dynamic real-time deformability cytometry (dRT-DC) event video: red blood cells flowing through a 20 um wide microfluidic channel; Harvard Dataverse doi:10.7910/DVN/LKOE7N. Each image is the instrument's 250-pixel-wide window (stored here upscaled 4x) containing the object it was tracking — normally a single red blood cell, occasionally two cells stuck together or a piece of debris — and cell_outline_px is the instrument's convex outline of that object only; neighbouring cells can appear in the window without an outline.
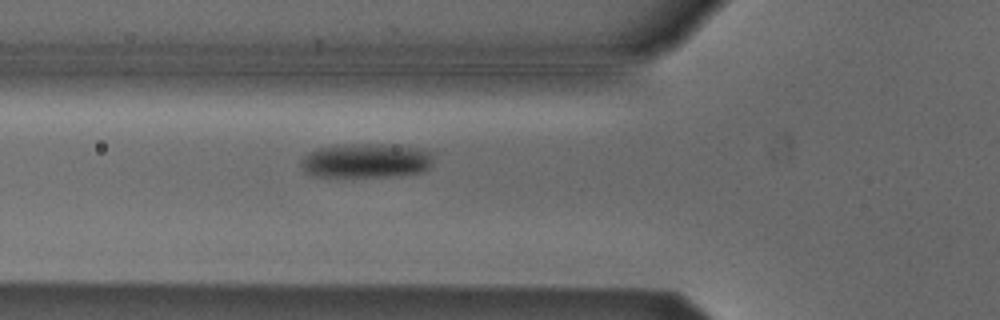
{"species": "Egyptian fruit bat (a non-hibernating species)", "species_latin": "Rousettus aegyptiacus", "temperature_condition": "cold", "stored_images_in_passage": 38, "camera_frame_rate_fps": 3000, "um_per_image_px": 0.085, "animal": {"sex": "male"}, "frame": {"image": 1, "passage_image": 3, "time_ms": 0.667, "image_size_px": [1000, 320], "cell_outline_px": [[432, 164], [424, 172], [400, 176], [316, 176], [304, 172], [300, 168], [300, 160], [308, 152], [320, 148], [336, 144], [392, 144], [420, 148], [428, 152], [432, 156]], "centroid_in_image_um": [31.1, 13.65], "position_along_channel_um": 94.7, "area_um2": 26.88}}
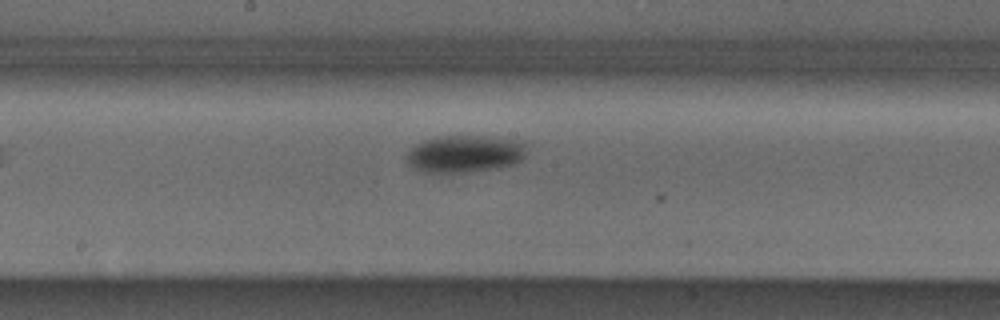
{"frame": {"image": 2, "passage_image": 12, "time_ms": 3.667, "image_size_px": [1000, 320], "cell_outline_px": [[524, 156], [516, 164], [500, 168], [448, 176], [420, 172], [412, 168], [408, 164], [404, 156], [416, 144], [424, 140], [440, 136], [484, 136], [524, 140]], "centroid_in_image_um": [39.45, 13.13], "position_along_channel_um": 208.7, "area_um2": 27.22}}
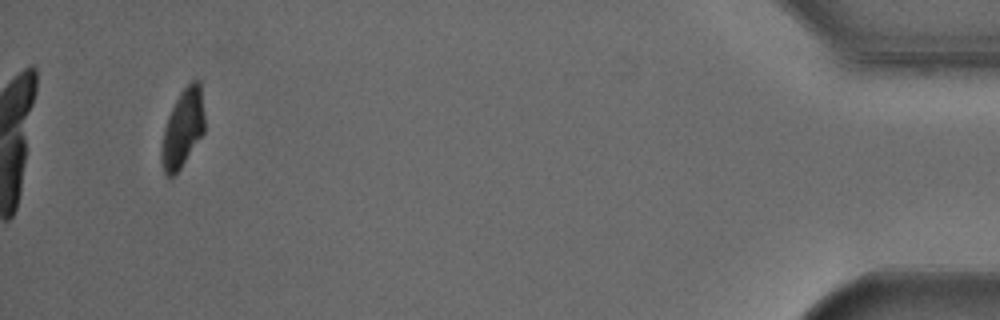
{"frame": {"image": 3, "passage_image": 35, "time_ms": 11.333, "image_size_px": [1000, 320], "cell_outline_px": [[204, 132], [180, 168], [172, 176], [164, 176], [160, 156], [160, 148], [164, 128], [168, 116], [180, 92], [192, 80], [200, 80], [204, 116]], "centroid_in_image_um": [15.51, 10.91], "position_along_channel_um": 419.7, "area_um2": 19.48}, "authors_computed_cell_mechanics": {"area_um2": 24.9407, "velocity_mm_per_s": 3.8004, "shape_relaxation_time_tau1_ms": 3.5391, "shape_relaxation_time_tau2_ms": null, "deformation_change_tau1": 0.1058, "deformation_change_tau2": null}}